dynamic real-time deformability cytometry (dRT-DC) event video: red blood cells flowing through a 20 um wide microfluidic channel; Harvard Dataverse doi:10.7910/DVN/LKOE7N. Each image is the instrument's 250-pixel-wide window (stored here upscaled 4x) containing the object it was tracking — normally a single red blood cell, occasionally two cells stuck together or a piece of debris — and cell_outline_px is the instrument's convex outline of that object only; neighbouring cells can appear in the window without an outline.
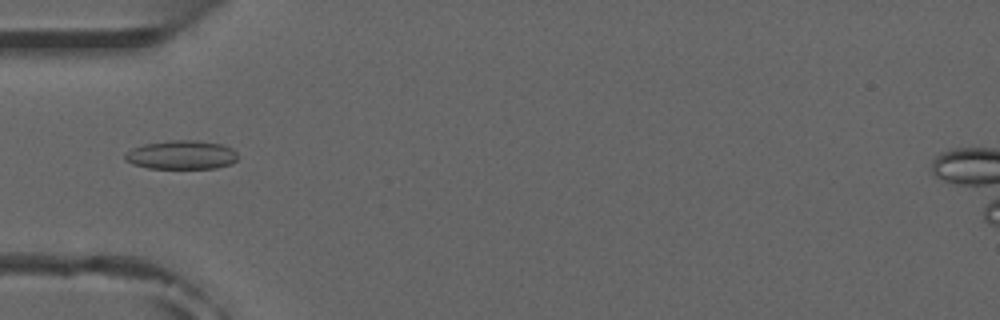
{"species": "common noctule bat (a hibernating species)", "species_latin": "Nyctalus noctula", "temperature_condition": "room temperature", "stored_images_in_passage": 7, "camera_frame_rate_fps": 3000, "um_per_image_px": 0.085, "animal": {"sex": "male", "forearm_length_mm": 52.5}, "frame": {"image": 1, "passage_image": 4, "time_ms": 3.667, "image_size_px": [1000, 320], "cell_outline_px": [[236, 160], [232, 164], [216, 168], [148, 168], [132, 164], [124, 160], [124, 156], [132, 148], [144, 144], [172, 140], [196, 140], [224, 144], [232, 148], [236, 152]], "centroid_in_image_um": [15.44, 13.16], "position_along_channel_um": 69.6, "area_um2": 19.02}}
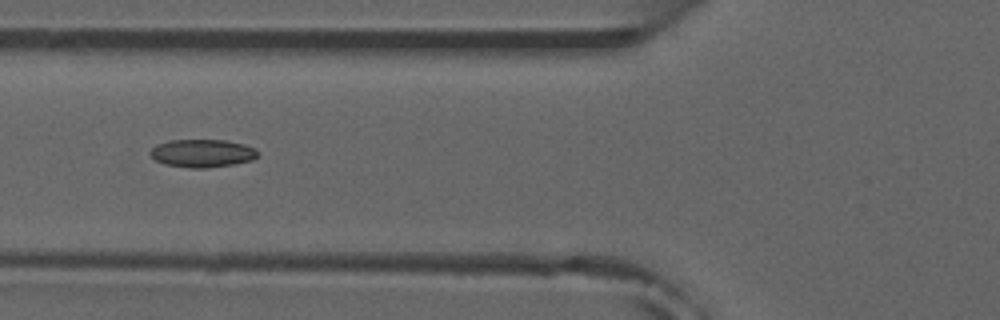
{"frame": {"image": 2, "passage_image": 5, "time_ms": 4.667, "image_size_px": [1000, 320], "cell_outline_px": [[260, 156], [252, 160], [232, 164], [204, 168], [188, 168], [164, 164], [156, 160], [148, 152], [156, 144], [172, 140], [228, 140], [244, 144], [256, 148], [260, 152]], "centroid_in_image_um": [17.23, 13.02], "position_along_channel_um": 108.6, "area_um2": 17.69}}
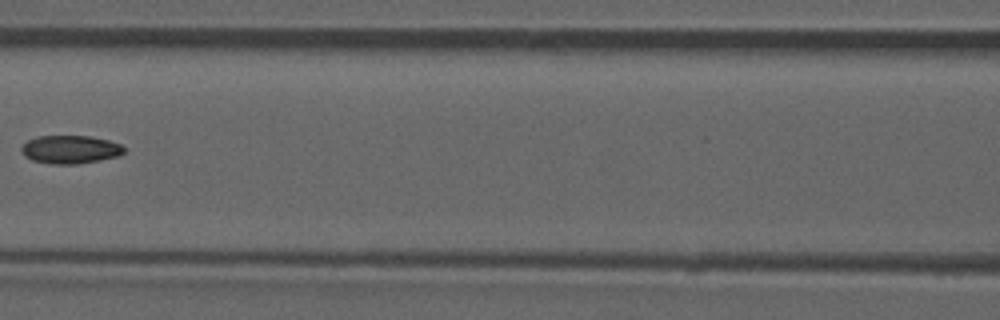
{"frame": {"image": 3, "passage_image": 6, "time_ms": 6.0, "image_size_px": [1000, 320], "cell_outline_px": [[124, 152], [120, 156], [100, 160], [76, 164], [52, 164], [32, 160], [24, 156], [20, 148], [28, 140], [36, 136], [88, 136], [108, 140], [120, 144], [124, 148]], "centroid_in_image_um": [5.97, 12.71], "position_along_channel_um": 160.6, "area_um2": 16.88}}